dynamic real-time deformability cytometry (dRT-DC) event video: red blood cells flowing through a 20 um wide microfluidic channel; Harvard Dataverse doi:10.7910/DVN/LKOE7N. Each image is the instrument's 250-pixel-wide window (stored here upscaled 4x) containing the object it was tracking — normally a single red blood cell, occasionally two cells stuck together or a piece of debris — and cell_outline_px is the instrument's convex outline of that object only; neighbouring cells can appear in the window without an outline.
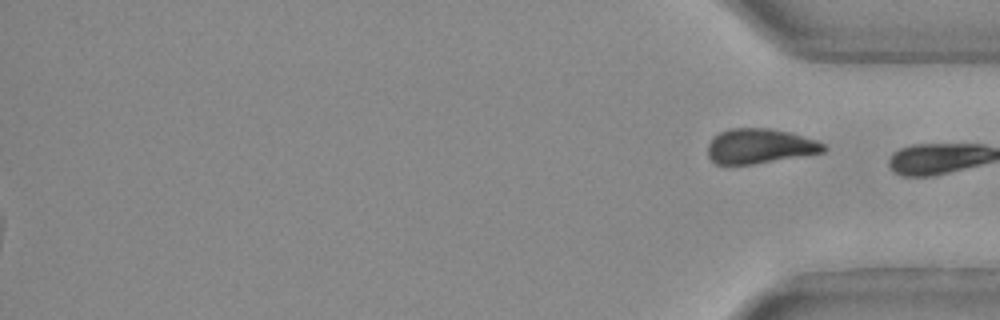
{"species": "Egyptian fruit bat (a non-hibernating species)", "species_latin": "Rousettus aegyptiacus", "temperature_condition": "warm", "stored_images_in_passage": 30, "segment_of_instrument_passage": [2, 2], "camera_frame_rate_fps": 3000, "um_per_image_px": 0.085, "animal": {"sex": "female"}, "frame": {"image": 1, "passage_image": 30, "time_ms": 9.667, "image_size_px": [1000, 320], "cell_outline_px": [[828, 148], [824, 152], [752, 164], [716, 164], [708, 156], [708, 144], [712, 136], [728, 128], [768, 128], [792, 132], [816, 140], [824, 144]], "centroid_in_image_um": [64.57, 12.4], "position_along_channel_um": 370.6, "area_um2": 23.58}}